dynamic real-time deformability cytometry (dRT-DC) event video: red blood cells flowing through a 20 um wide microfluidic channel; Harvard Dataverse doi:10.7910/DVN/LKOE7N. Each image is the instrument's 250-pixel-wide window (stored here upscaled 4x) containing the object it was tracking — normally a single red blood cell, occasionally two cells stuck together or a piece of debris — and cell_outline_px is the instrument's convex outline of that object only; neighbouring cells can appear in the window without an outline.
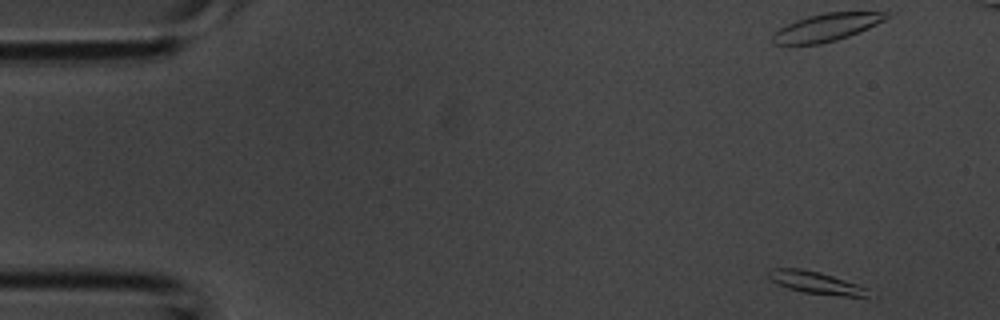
{"species": "common noctule bat (a hibernating species)", "species_latin": "Nyctalus noctula", "temperature_condition": "room temperature", "stored_images_in_passage": 4, "camera_frame_rate_fps": 3000, "um_per_image_px": 0.085, "animal": {"sex": "male", "body_mass_g": 20.1, "forearm_length_mm": 53.5}, "frame": {"image": 1, "passage_image": 1, "time_ms": 0.0, "image_size_px": [1000, 320], "cell_outline_px": [[868, 296], [840, 296], [804, 292], [788, 288], [772, 280], [768, 276], [768, 272], [772, 268], [800, 268], [820, 272], [868, 288]], "centroid_in_image_um": [69.33, 24.01], "position_along_channel_um": 15.7, "area_um2": 12.6}}